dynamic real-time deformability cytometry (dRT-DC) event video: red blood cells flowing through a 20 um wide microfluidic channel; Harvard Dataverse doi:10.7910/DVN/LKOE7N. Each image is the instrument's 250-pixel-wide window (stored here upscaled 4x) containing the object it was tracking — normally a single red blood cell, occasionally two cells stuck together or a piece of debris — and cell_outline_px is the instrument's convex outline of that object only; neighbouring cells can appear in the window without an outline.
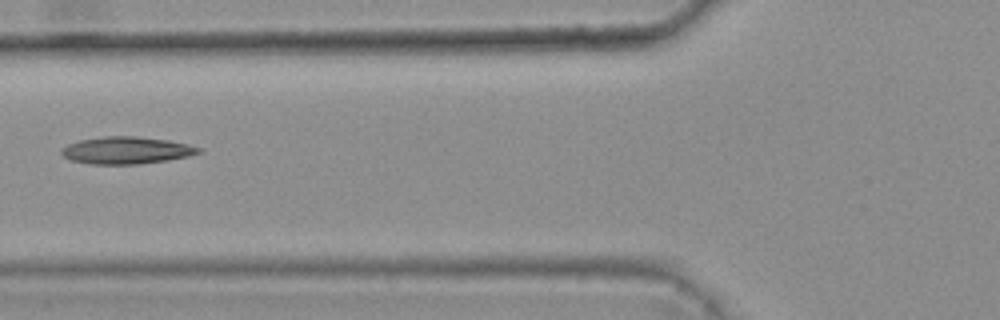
{"species": "common noctule bat (a hibernating species)", "species_latin": "Nyctalus noctula", "temperature_condition": "warm", "stored_images_in_passage": 2, "camera_frame_rate_fps": 3000, "um_per_image_px": 0.085, "animal": {"sex": "female", "body_mass_g": 25.1}, "frame": {"image": 1, "passage_image": 2, "time_ms": 0.333, "image_size_px": [1000, 320], "cell_outline_px": [[200, 152], [188, 156], [168, 160], [140, 164], [88, 164], [72, 160], [64, 156], [60, 152], [60, 148], [68, 144], [80, 140], [104, 136], [136, 136], [168, 140], [188, 144], [200, 148]], "centroid_in_image_um": [10.72, 12.78], "position_along_channel_um": 115.1, "area_um2": 21.68}}